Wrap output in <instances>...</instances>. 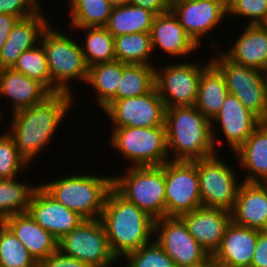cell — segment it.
Returning a JSON list of instances; mask_svg holds the SVG:
<instances>
[{"label": "cell", "mask_w": 267, "mask_h": 267, "mask_svg": "<svg viewBox=\"0 0 267 267\" xmlns=\"http://www.w3.org/2000/svg\"><path fill=\"white\" fill-rule=\"evenodd\" d=\"M74 95L51 93L42 102L12 113L8 133L14 139L19 155L31 163L52 140L63 117L69 113Z\"/></svg>", "instance_id": "obj_1"}, {"label": "cell", "mask_w": 267, "mask_h": 267, "mask_svg": "<svg viewBox=\"0 0 267 267\" xmlns=\"http://www.w3.org/2000/svg\"><path fill=\"white\" fill-rule=\"evenodd\" d=\"M99 219L104 226L110 249L118 260L150 243L154 235L155 220L114 188L107 195Z\"/></svg>", "instance_id": "obj_2"}, {"label": "cell", "mask_w": 267, "mask_h": 267, "mask_svg": "<svg viewBox=\"0 0 267 267\" xmlns=\"http://www.w3.org/2000/svg\"><path fill=\"white\" fill-rule=\"evenodd\" d=\"M165 128L172 161H194L217 154L211 121L195 105L166 108Z\"/></svg>", "instance_id": "obj_3"}, {"label": "cell", "mask_w": 267, "mask_h": 267, "mask_svg": "<svg viewBox=\"0 0 267 267\" xmlns=\"http://www.w3.org/2000/svg\"><path fill=\"white\" fill-rule=\"evenodd\" d=\"M41 186L58 202L84 219H99L107 195L113 188V177L72 174Z\"/></svg>", "instance_id": "obj_4"}, {"label": "cell", "mask_w": 267, "mask_h": 267, "mask_svg": "<svg viewBox=\"0 0 267 267\" xmlns=\"http://www.w3.org/2000/svg\"><path fill=\"white\" fill-rule=\"evenodd\" d=\"M52 80V93L73 95L69 81L78 79L87 82L88 70L81 45L72 37L60 33L49 24L40 39Z\"/></svg>", "instance_id": "obj_5"}, {"label": "cell", "mask_w": 267, "mask_h": 267, "mask_svg": "<svg viewBox=\"0 0 267 267\" xmlns=\"http://www.w3.org/2000/svg\"><path fill=\"white\" fill-rule=\"evenodd\" d=\"M126 169L124 175H113V188L154 220L165 217V164Z\"/></svg>", "instance_id": "obj_6"}, {"label": "cell", "mask_w": 267, "mask_h": 267, "mask_svg": "<svg viewBox=\"0 0 267 267\" xmlns=\"http://www.w3.org/2000/svg\"><path fill=\"white\" fill-rule=\"evenodd\" d=\"M110 144L130 167H157L169 158L165 126L113 128Z\"/></svg>", "instance_id": "obj_7"}, {"label": "cell", "mask_w": 267, "mask_h": 267, "mask_svg": "<svg viewBox=\"0 0 267 267\" xmlns=\"http://www.w3.org/2000/svg\"><path fill=\"white\" fill-rule=\"evenodd\" d=\"M211 63L221 72L229 94L237 99L262 121L267 120V72L241 66L228 60L218 51Z\"/></svg>", "instance_id": "obj_8"}, {"label": "cell", "mask_w": 267, "mask_h": 267, "mask_svg": "<svg viewBox=\"0 0 267 267\" xmlns=\"http://www.w3.org/2000/svg\"><path fill=\"white\" fill-rule=\"evenodd\" d=\"M58 250L90 267H110L118 259L112 253L100 219H85L58 241Z\"/></svg>", "instance_id": "obj_9"}, {"label": "cell", "mask_w": 267, "mask_h": 267, "mask_svg": "<svg viewBox=\"0 0 267 267\" xmlns=\"http://www.w3.org/2000/svg\"><path fill=\"white\" fill-rule=\"evenodd\" d=\"M217 155L193 161L197 167L202 206L231 212L242 182L239 183L234 168Z\"/></svg>", "instance_id": "obj_10"}, {"label": "cell", "mask_w": 267, "mask_h": 267, "mask_svg": "<svg viewBox=\"0 0 267 267\" xmlns=\"http://www.w3.org/2000/svg\"><path fill=\"white\" fill-rule=\"evenodd\" d=\"M198 63L155 65V87L166 108L195 105L202 71L211 61L204 66Z\"/></svg>", "instance_id": "obj_11"}, {"label": "cell", "mask_w": 267, "mask_h": 267, "mask_svg": "<svg viewBox=\"0 0 267 267\" xmlns=\"http://www.w3.org/2000/svg\"><path fill=\"white\" fill-rule=\"evenodd\" d=\"M166 216L181 217L202 206L197 167L193 161L165 163Z\"/></svg>", "instance_id": "obj_12"}, {"label": "cell", "mask_w": 267, "mask_h": 267, "mask_svg": "<svg viewBox=\"0 0 267 267\" xmlns=\"http://www.w3.org/2000/svg\"><path fill=\"white\" fill-rule=\"evenodd\" d=\"M177 267H195L208 261L209 253L191 236L181 217H163L154 221V236Z\"/></svg>", "instance_id": "obj_13"}, {"label": "cell", "mask_w": 267, "mask_h": 267, "mask_svg": "<svg viewBox=\"0 0 267 267\" xmlns=\"http://www.w3.org/2000/svg\"><path fill=\"white\" fill-rule=\"evenodd\" d=\"M102 111L114 128L165 126L166 107L156 87L141 96L111 100Z\"/></svg>", "instance_id": "obj_14"}, {"label": "cell", "mask_w": 267, "mask_h": 267, "mask_svg": "<svg viewBox=\"0 0 267 267\" xmlns=\"http://www.w3.org/2000/svg\"><path fill=\"white\" fill-rule=\"evenodd\" d=\"M171 11L199 47L201 37L218 27L228 15L227 8L215 0H172Z\"/></svg>", "instance_id": "obj_15"}, {"label": "cell", "mask_w": 267, "mask_h": 267, "mask_svg": "<svg viewBox=\"0 0 267 267\" xmlns=\"http://www.w3.org/2000/svg\"><path fill=\"white\" fill-rule=\"evenodd\" d=\"M262 120L251 110L246 108L237 97L228 94L222 107L211 120L212 137L214 145L216 139V124L221 126L220 130L226 138L231 152L237 150L253 133V131L261 124ZM215 126V127H214Z\"/></svg>", "instance_id": "obj_16"}, {"label": "cell", "mask_w": 267, "mask_h": 267, "mask_svg": "<svg viewBox=\"0 0 267 267\" xmlns=\"http://www.w3.org/2000/svg\"><path fill=\"white\" fill-rule=\"evenodd\" d=\"M28 213L58 241L85 220L58 202L40 184L32 195Z\"/></svg>", "instance_id": "obj_17"}, {"label": "cell", "mask_w": 267, "mask_h": 267, "mask_svg": "<svg viewBox=\"0 0 267 267\" xmlns=\"http://www.w3.org/2000/svg\"><path fill=\"white\" fill-rule=\"evenodd\" d=\"M194 240L212 256L219 248L225 231L231 222V212L199 207L181 216Z\"/></svg>", "instance_id": "obj_18"}, {"label": "cell", "mask_w": 267, "mask_h": 267, "mask_svg": "<svg viewBox=\"0 0 267 267\" xmlns=\"http://www.w3.org/2000/svg\"><path fill=\"white\" fill-rule=\"evenodd\" d=\"M257 239V229L238 225L231 220L219 248L211 258L218 265L250 267Z\"/></svg>", "instance_id": "obj_19"}, {"label": "cell", "mask_w": 267, "mask_h": 267, "mask_svg": "<svg viewBox=\"0 0 267 267\" xmlns=\"http://www.w3.org/2000/svg\"><path fill=\"white\" fill-rule=\"evenodd\" d=\"M231 220L244 227L267 230V183L242 181Z\"/></svg>", "instance_id": "obj_20"}, {"label": "cell", "mask_w": 267, "mask_h": 267, "mask_svg": "<svg viewBox=\"0 0 267 267\" xmlns=\"http://www.w3.org/2000/svg\"><path fill=\"white\" fill-rule=\"evenodd\" d=\"M42 14L43 9H40L17 21L0 51V69L12 68L24 51L40 43L43 31L50 24L45 14Z\"/></svg>", "instance_id": "obj_21"}, {"label": "cell", "mask_w": 267, "mask_h": 267, "mask_svg": "<svg viewBox=\"0 0 267 267\" xmlns=\"http://www.w3.org/2000/svg\"><path fill=\"white\" fill-rule=\"evenodd\" d=\"M150 38L153 53L155 49L160 48L163 53L172 57L176 56V58L177 56L185 58L198 47L171 10L155 16L150 30Z\"/></svg>", "instance_id": "obj_22"}, {"label": "cell", "mask_w": 267, "mask_h": 267, "mask_svg": "<svg viewBox=\"0 0 267 267\" xmlns=\"http://www.w3.org/2000/svg\"><path fill=\"white\" fill-rule=\"evenodd\" d=\"M221 53L235 64L267 72V24H247L230 49Z\"/></svg>", "instance_id": "obj_23"}, {"label": "cell", "mask_w": 267, "mask_h": 267, "mask_svg": "<svg viewBox=\"0 0 267 267\" xmlns=\"http://www.w3.org/2000/svg\"><path fill=\"white\" fill-rule=\"evenodd\" d=\"M3 224L26 247L36 262L58 249V240L42 228L30 214H14L3 219Z\"/></svg>", "instance_id": "obj_24"}, {"label": "cell", "mask_w": 267, "mask_h": 267, "mask_svg": "<svg viewBox=\"0 0 267 267\" xmlns=\"http://www.w3.org/2000/svg\"><path fill=\"white\" fill-rule=\"evenodd\" d=\"M50 94L41 83L20 72L0 69V97L10 100L13 113L42 102Z\"/></svg>", "instance_id": "obj_25"}, {"label": "cell", "mask_w": 267, "mask_h": 267, "mask_svg": "<svg viewBox=\"0 0 267 267\" xmlns=\"http://www.w3.org/2000/svg\"><path fill=\"white\" fill-rule=\"evenodd\" d=\"M234 154L247 171L244 182L267 183V122L262 121Z\"/></svg>", "instance_id": "obj_26"}, {"label": "cell", "mask_w": 267, "mask_h": 267, "mask_svg": "<svg viewBox=\"0 0 267 267\" xmlns=\"http://www.w3.org/2000/svg\"><path fill=\"white\" fill-rule=\"evenodd\" d=\"M228 94L223 75L210 63L202 71L195 107L211 121L222 107Z\"/></svg>", "instance_id": "obj_27"}, {"label": "cell", "mask_w": 267, "mask_h": 267, "mask_svg": "<svg viewBox=\"0 0 267 267\" xmlns=\"http://www.w3.org/2000/svg\"><path fill=\"white\" fill-rule=\"evenodd\" d=\"M155 14L130 3L113 7L105 28L113 37L132 33H150Z\"/></svg>", "instance_id": "obj_28"}, {"label": "cell", "mask_w": 267, "mask_h": 267, "mask_svg": "<svg viewBox=\"0 0 267 267\" xmlns=\"http://www.w3.org/2000/svg\"><path fill=\"white\" fill-rule=\"evenodd\" d=\"M122 77V62L97 63L89 67L86 84L96 93V104L101 110L117 95Z\"/></svg>", "instance_id": "obj_29"}, {"label": "cell", "mask_w": 267, "mask_h": 267, "mask_svg": "<svg viewBox=\"0 0 267 267\" xmlns=\"http://www.w3.org/2000/svg\"><path fill=\"white\" fill-rule=\"evenodd\" d=\"M155 87V66L122 63V77L117 95L112 100L137 97L150 92Z\"/></svg>", "instance_id": "obj_30"}, {"label": "cell", "mask_w": 267, "mask_h": 267, "mask_svg": "<svg viewBox=\"0 0 267 267\" xmlns=\"http://www.w3.org/2000/svg\"><path fill=\"white\" fill-rule=\"evenodd\" d=\"M114 53L124 64L154 65L150 33H132L114 37ZM153 63V64H152Z\"/></svg>", "instance_id": "obj_31"}, {"label": "cell", "mask_w": 267, "mask_h": 267, "mask_svg": "<svg viewBox=\"0 0 267 267\" xmlns=\"http://www.w3.org/2000/svg\"><path fill=\"white\" fill-rule=\"evenodd\" d=\"M71 28L105 27L113 6L107 0H69Z\"/></svg>", "instance_id": "obj_32"}, {"label": "cell", "mask_w": 267, "mask_h": 267, "mask_svg": "<svg viewBox=\"0 0 267 267\" xmlns=\"http://www.w3.org/2000/svg\"><path fill=\"white\" fill-rule=\"evenodd\" d=\"M38 185H28L15 179H0V219L27 213L32 195Z\"/></svg>", "instance_id": "obj_33"}, {"label": "cell", "mask_w": 267, "mask_h": 267, "mask_svg": "<svg viewBox=\"0 0 267 267\" xmlns=\"http://www.w3.org/2000/svg\"><path fill=\"white\" fill-rule=\"evenodd\" d=\"M85 31V42L80 44L84 59L88 67L97 64L112 62L116 60L114 53V37L105 27H83L73 28Z\"/></svg>", "instance_id": "obj_34"}, {"label": "cell", "mask_w": 267, "mask_h": 267, "mask_svg": "<svg viewBox=\"0 0 267 267\" xmlns=\"http://www.w3.org/2000/svg\"><path fill=\"white\" fill-rule=\"evenodd\" d=\"M12 69L38 81L52 93V80L47 64L46 53L41 43L24 51L19 56Z\"/></svg>", "instance_id": "obj_35"}, {"label": "cell", "mask_w": 267, "mask_h": 267, "mask_svg": "<svg viewBox=\"0 0 267 267\" xmlns=\"http://www.w3.org/2000/svg\"><path fill=\"white\" fill-rule=\"evenodd\" d=\"M0 267H37L26 247L4 224L0 226Z\"/></svg>", "instance_id": "obj_36"}, {"label": "cell", "mask_w": 267, "mask_h": 267, "mask_svg": "<svg viewBox=\"0 0 267 267\" xmlns=\"http://www.w3.org/2000/svg\"><path fill=\"white\" fill-rule=\"evenodd\" d=\"M123 258L127 261L124 267H177L154 238L152 242L127 253Z\"/></svg>", "instance_id": "obj_37"}, {"label": "cell", "mask_w": 267, "mask_h": 267, "mask_svg": "<svg viewBox=\"0 0 267 267\" xmlns=\"http://www.w3.org/2000/svg\"><path fill=\"white\" fill-rule=\"evenodd\" d=\"M5 132L0 135V179H15L28 163L19 155L14 139Z\"/></svg>", "instance_id": "obj_38"}, {"label": "cell", "mask_w": 267, "mask_h": 267, "mask_svg": "<svg viewBox=\"0 0 267 267\" xmlns=\"http://www.w3.org/2000/svg\"><path fill=\"white\" fill-rule=\"evenodd\" d=\"M227 14L249 18V25L267 24L266 0H232Z\"/></svg>", "instance_id": "obj_39"}, {"label": "cell", "mask_w": 267, "mask_h": 267, "mask_svg": "<svg viewBox=\"0 0 267 267\" xmlns=\"http://www.w3.org/2000/svg\"><path fill=\"white\" fill-rule=\"evenodd\" d=\"M40 7L38 0H0V13L14 15L19 19L37 13Z\"/></svg>", "instance_id": "obj_40"}, {"label": "cell", "mask_w": 267, "mask_h": 267, "mask_svg": "<svg viewBox=\"0 0 267 267\" xmlns=\"http://www.w3.org/2000/svg\"><path fill=\"white\" fill-rule=\"evenodd\" d=\"M37 267H90L79 259L65 255L60 250L37 262Z\"/></svg>", "instance_id": "obj_41"}, {"label": "cell", "mask_w": 267, "mask_h": 267, "mask_svg": "<svg viewBox=\"0 0 267 267\" xmlns=\"http://www.w3.org/2000/svg\"><path fill=\"white\" fill-rule=\"evenodd\" d=\"M250 267H267V230H258L257 244Z\"/></svg>", "instance_id": "obj_42"}, {"label": "cell", "mask_w": 267, "mask_h": 267, "mask_svg": "<svg viewBox=\"0 0 267 267\" xmlns=\"http://www.w3.org/2000/svg\"><path fill=\"white\" fill-rule=\"evenodd\" d=\"M129 3L159 15L171 10L172 0H129Z\"/></svg>", "instance_id": "obj_43"}, {"label": "cell", "mask_w": 267, "mask_h": 267, "mask_svg": "<svg viewBox=\"0 0 267 267\" xmlns=\"http://www.w3.org/2000/svg\"><path fill=\"white\" fill-rule=\"evenodd\" d=\"M18 20L14 15L0 13V51Z\"/></svg>", "instance_id": "obj_44"}, {"label": "cell", "mask_w": 267, "mask_h": 267, "mask_svg": "<svg viewBox=\"0 0 267 267\" xmlns=\"http://www.w3.org/2000/svg\"><path fill=\"white\" fill-rule=\"evenodd\" d=\"M113 7L126 5L129 3V0H107Z\"/></svg>", "instance_id": "obj_45"}, {"label": "cell", "mask_w": 267, "mask_h": 267, "mask_svg": "<svg viewBox=\"0 0 267 267\" xmlns=\"http://www.w3.org/2000/svg\"><path fill=\"white\" fill-rule=\"evenodd\" d=\"M195 267H218V264L212 258H210L208 261H206L202 265L195 266Z\"/></svg>", "instance_id": "obj_46"}, {"label": "cell", "mask_w": 267, "mask_h": 267, "mask_svg": "<svg viewBox=\"0 0 267 267\" xmlns=\"http://www.w3.org/2000/svg\"><path fill=\"white\" fill-rule=\"evenodd\" d=\"M215 1H218L219 3L224 5L226 8H228L232 0H215Z\"/></svg>", "instance_id": "obj_47"}, {"label": "cell", "mask_w": 267, "mask_h": 267, "mask_svg": "<svg viewBox=\"0 0 267 267\" xmlns=\"http://www.w3.org/2000/svg\"><path fill=\"white\" fill-rule=\"evenodd\" d=\"M2 114H3V113H2V111H1V113H0V122H1V120H2V118H1V117H2Z\"/></svg>", "instance_id": "obj_48"}, {"label": "cell", "mask_w": 267, "mask_h": 267, "mask_svg": "<svg viewBox=\"0 0 267 267\" xmlns=\"http://www.w3.org/2000/svg\"><path fill=\"white\" fill-rule=\"evenodd\" d=\"M218 267H230V266L218 265Z\"/></svg>", "instance_id": "obj_49"}, {"label": "cell", "mask_w": 267, "mask_h": 267, "mask_svg": "<svg viewBox=\"0 0 267 267\" xmlns=\"http://www.w3.org/2000/svg\"><path fill=\"white\" fill-rule=\"evenodd\" d=\"M3 224V220L2 219H0V226Z\"/></svg>", "instance_id": "obj_50"}]
</instances>
